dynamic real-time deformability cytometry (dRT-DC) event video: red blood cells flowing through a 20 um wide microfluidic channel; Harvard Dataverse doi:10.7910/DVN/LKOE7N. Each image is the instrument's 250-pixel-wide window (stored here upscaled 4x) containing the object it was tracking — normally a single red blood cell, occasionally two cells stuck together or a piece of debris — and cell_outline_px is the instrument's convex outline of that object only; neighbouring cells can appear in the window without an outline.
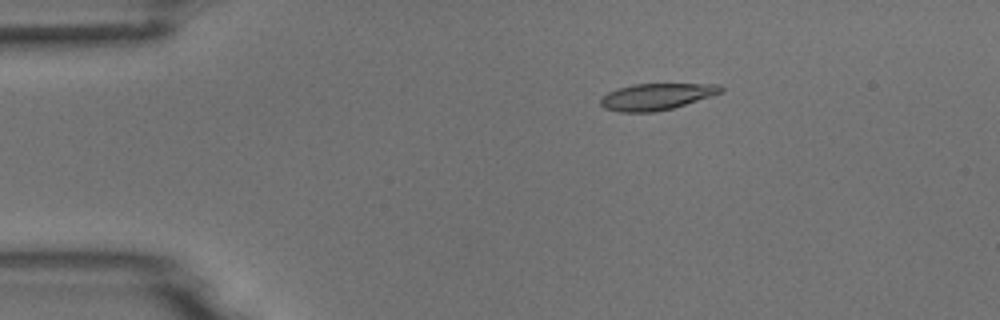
{"species": "common noctule bat (a hibernating species)", "species_latin": "Nyctalus noctula", "temperature_condition": "room temperature", "stored_images_in_passage": 5, "camera_frame_rate_fps": 3000, "um_per_image_px": 0.085, "animal": {"sex": "male", "body_mass_g": 18.8}, "frame": {"image": 1, "passage_image": 3, "time_ms": 2.333, "image_size_px": [1000, 320], "cell_outline_px": [[724, 92], [672, 108], [652, 112], [620, 112], [604, 108], [600, 104], [600, 96], [616, 88], [632, 84], [720, 84], [724, 88]], "centroid_in_image_um": [55.77, 8.2], "position_along_channel_um": 29.2, "area_um2": 18.67}}